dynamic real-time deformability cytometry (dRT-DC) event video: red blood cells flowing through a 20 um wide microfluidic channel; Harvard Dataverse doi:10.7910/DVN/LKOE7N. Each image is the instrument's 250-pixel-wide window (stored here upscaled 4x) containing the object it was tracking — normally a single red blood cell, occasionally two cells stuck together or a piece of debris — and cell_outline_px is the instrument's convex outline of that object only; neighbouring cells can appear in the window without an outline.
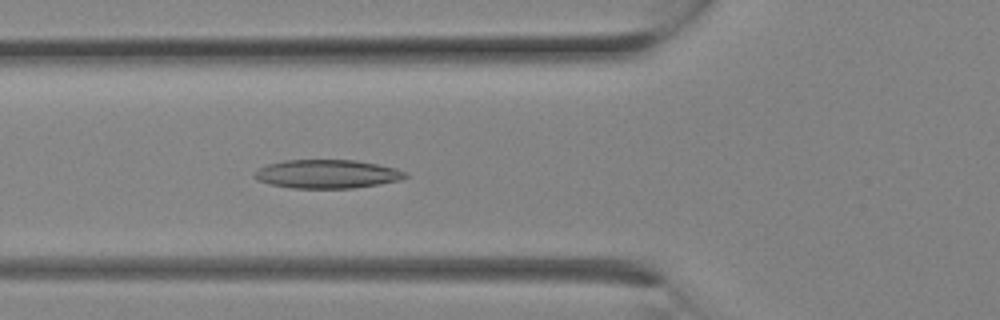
{"species": "Egyptian fruit bat (a non-hibernating species)", "species_latin": "Rousettus aegyptiacus", "temperature_condition": "room temperature", "stored_images_in_passage": 9, "camera_frame_rate_fps": 3000, "um_per_image_px": 0.085, "animal": {"sex": "female"}, "frame": {"image": 1, "passage_image": 9, "time_ms": 2.667, "image_size_px": [1000, 320], "cell_outline_px": [[408, 176], [400, 180], [380, 184], [352, 188], [292, 188], [272, 184], [256, 180], [252, 176], [260, 168], [268, 164], [284, 160], [356, 160], [396, 168], [408, 172]], "centroid_in_image_um": [27.83, 14.79], "position_along_channel_um": 98.0, "area_um2": 25.14}}